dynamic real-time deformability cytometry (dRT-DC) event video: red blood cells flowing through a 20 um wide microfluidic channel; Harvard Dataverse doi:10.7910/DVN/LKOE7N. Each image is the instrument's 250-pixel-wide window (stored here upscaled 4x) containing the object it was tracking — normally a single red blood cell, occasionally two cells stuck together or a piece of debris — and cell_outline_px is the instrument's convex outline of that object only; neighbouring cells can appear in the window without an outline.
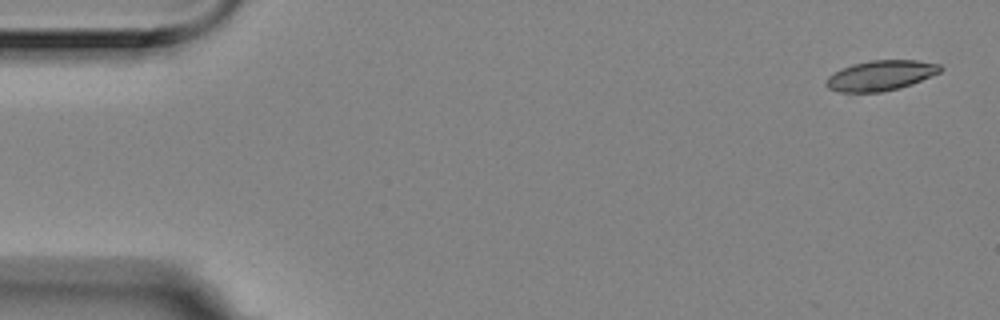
{"species": "Egyptian fruit bat (a non-hibernating species)", "species_latin": "Rousettus aegyptiacus", "temperature_condition": "room temperature", "stored_images_in_passage": 5, "camera_frame_rate_fps": 3000, "um_per_image_px": 0.085, "animal": {"sex": "female"}, "frame": {"image": 1, "passage_image": 1, "time_ms": 0.0, "image_size_px": [1000, 320], "cell_outline_px": [[944, 68], [940, 72], [912, 84], [900, 88], [880, 92], [840, 92], [828, 88], [824, 84], [828, 76], [840, 68], [852, 64], [868, 60], [916, 60], [940, 64]], "centroid_in_image_um": [74.84, 6.41], "position_along_channel_um": 10.2, "area_um2": 20.23}}
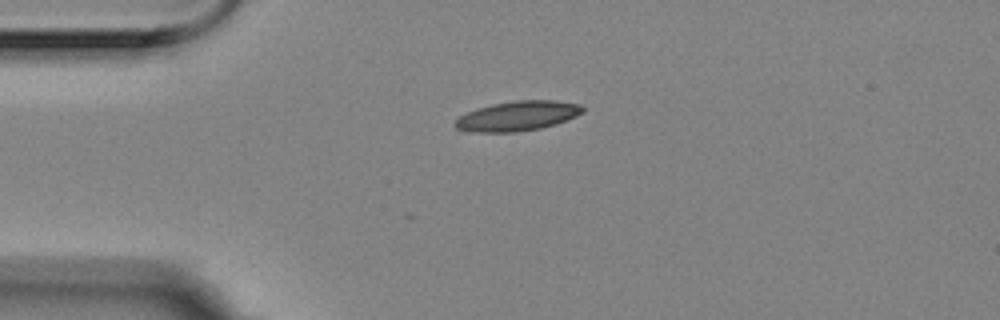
{"frame": {"image": 2, "passage_image": 4, "time_ms": 1.0, "image_size_px": [1000, 320], "cell_outline_px": [[584, 112], [576, 116], [556, 124], [540, 128], [516, 132], [468, 132], [456, 128], [452, 124], [460, 116], [476, 108], [492, 104], [516, 100], [556, 100], [580, 104], [584, 108]], "centroid_in_image_um": [43.99, 9.85], "position_along_channel_um": 41.0, "area_um2": 22.25}}